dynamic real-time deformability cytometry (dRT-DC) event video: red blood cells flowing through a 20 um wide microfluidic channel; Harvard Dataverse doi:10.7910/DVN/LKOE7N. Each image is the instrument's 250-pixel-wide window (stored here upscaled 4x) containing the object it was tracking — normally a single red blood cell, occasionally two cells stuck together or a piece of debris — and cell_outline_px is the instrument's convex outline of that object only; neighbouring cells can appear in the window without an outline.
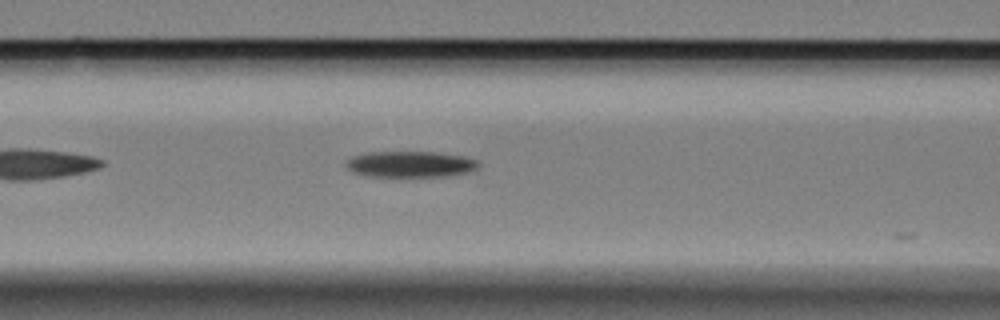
{"species": "Egyptian fruit bat (a non-hibernating species)", "species_latin": "Rousettus aegyptiacus", "temperature_condition": "cold", "stored_images_in_passage": 11, "camera_frame_rate_fps": 3000, "um_per_image_px": 0.085, "animal": {"sex": "female"}, "frame": {"image": 1, "passage_image": 6, "time_ms": 1.667, "image_size_px": [1000, 320], "cell_outline_px": [[480, 164], [476, 168], [468, 172], [448, 176], [368, 176], [356, 172], [348, 168], [348, 160], [352, 156], [372, 152], [432, 152], [460, 156], [476, 160]], "centroid_in_image_um": [34.9, 13.96], "position_along_channel_um": 131.7, "area_um2": 19.59}}
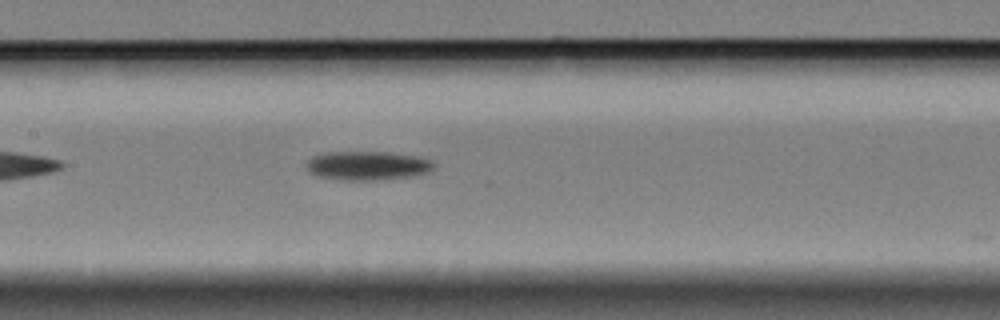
{"frame": {"image": 2, "passage_image": 10, "time_ms": 3.0, "image_size_px": [1000, 320], "cell_outline_px": [[436, 164], [428, 172], [408, 176], [376, 180], [344, 180], [316, 176], [308, 168], [308, 160], [312, 156], [328, 152], [388, 152], [416, 156], [432, 160]], "centroid_in_image_um": [31.25, 14.07], "position_along_channel_um": 176.2, "area_um2": 21.21}}